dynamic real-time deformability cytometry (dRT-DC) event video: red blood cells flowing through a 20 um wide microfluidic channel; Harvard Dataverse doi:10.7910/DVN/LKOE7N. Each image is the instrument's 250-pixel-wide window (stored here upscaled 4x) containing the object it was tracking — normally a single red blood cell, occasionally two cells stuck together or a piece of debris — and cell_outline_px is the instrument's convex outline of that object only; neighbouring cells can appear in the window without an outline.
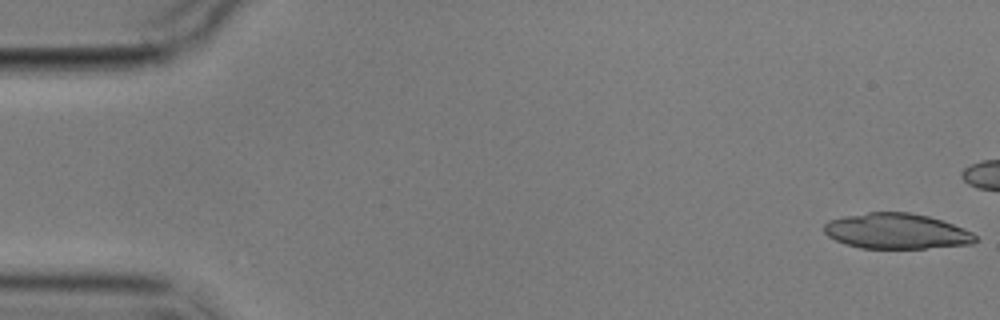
{"species": "common noctule bat (a hibernating species)", "species_latin": "Nyctalus noctula", "temperature_condition": "cold", "stored_images_in_passage": 6, "camera_frame_rate_fps": 3000, "um_per_image_px": 0.085, "animal": {"sex": "male", "body_mass_g": 17.9}, "frame": {"image": 1, "passage_image": 1, "time_ms": 0.0, "image_size_px": [1000, 320], "cell_outline_px": [[980, 240], [972, 244], [924, 248], [860, 248], [844, 244], [828, 236], [824, 232], [824, 224], [828, 220], [844, 216], [868, 212], [908, 212], [928, 216], [964, 228], [972, 232]], "centroid_in_image_um": [76.2, 19.65], "position_along_channel_um": 8.8, "area_um2": 31.33}}